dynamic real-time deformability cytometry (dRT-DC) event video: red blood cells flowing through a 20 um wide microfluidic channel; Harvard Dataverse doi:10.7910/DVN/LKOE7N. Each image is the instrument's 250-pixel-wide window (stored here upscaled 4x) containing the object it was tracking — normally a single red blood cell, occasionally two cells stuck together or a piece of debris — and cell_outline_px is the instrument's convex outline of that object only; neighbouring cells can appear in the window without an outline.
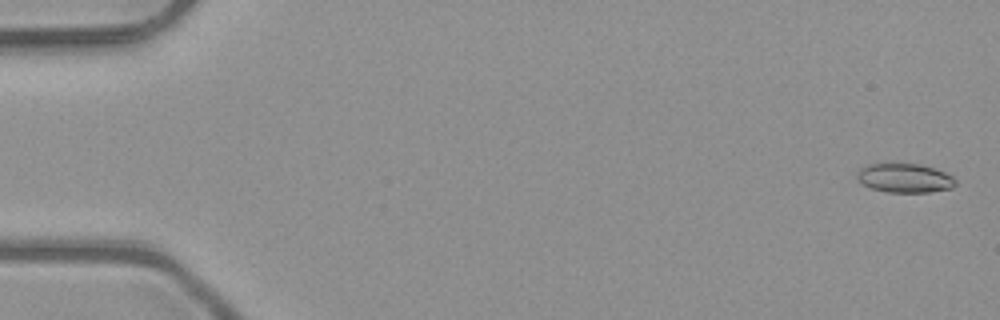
{"species": "common noctule bat (a hibernating species)", "species_latin": "Nyctalus noctula", "temperature_condition": "room temperature", "stored_images_in_passage": 5, "camera_frame_rate_fps": 3000, "um_per_image_px": 0.085, "animal": {"sex": "male", "body_mass_g": 23.1, "forearm_length_mm": 52.7}, "frame": {"image": 1, "passage_image": 1, "time_ms": 0.0, "image_size_px": [1000, 320], "cell_outline_px": [[956, 184], [952, 188], [928, 192], [888, 192], [872, 188], [864, 184], [856, 176], [856, 172], [860, 168], [868, 164], [920, 164], [936, 168], [952, 176], [956, 180]], "centroid_in_image_um": [76.92, 15.13], "position_along_channel_um": 8.1, "area_um2": 16.59}}
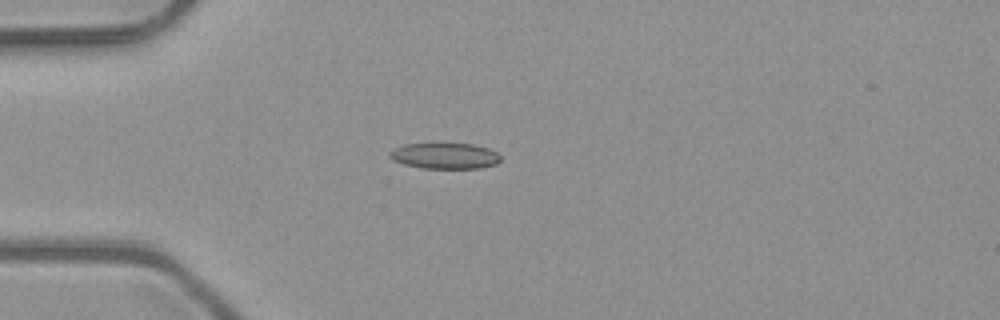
{"frame": {"image": 2, "passage_image": 5, "time_ms": 1.333, "image_size_px": [1000, 320], "cell_outline_px": [[500, 160], [496, 164], [480, 168], [420, 168], [404, 164], [392, 160], [388, 156], [388, 152], [404, 144], [472, 144], [488, 148], [496, 152], [500, 156]], "centroid_in_image_um": [37.79, 13.25], "position_along_channel_um": 47.2, "area_um2": 16.65}}